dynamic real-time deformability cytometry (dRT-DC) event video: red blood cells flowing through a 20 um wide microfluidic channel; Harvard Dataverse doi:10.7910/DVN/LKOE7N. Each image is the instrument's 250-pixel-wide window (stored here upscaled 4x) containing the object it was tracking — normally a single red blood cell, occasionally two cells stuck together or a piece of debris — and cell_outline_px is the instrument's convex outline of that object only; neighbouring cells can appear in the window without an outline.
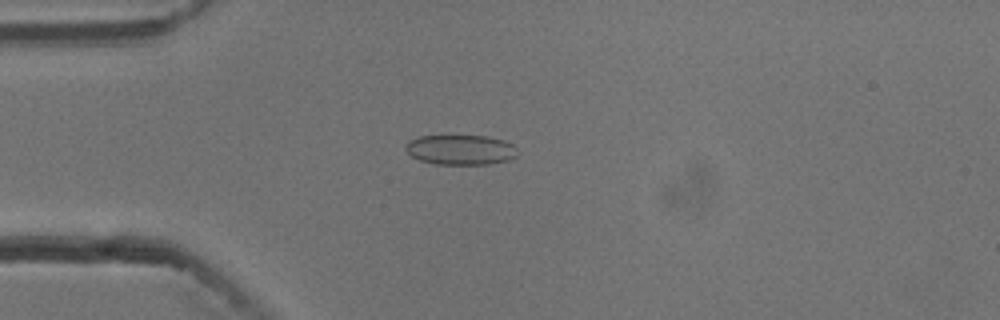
{"species": "common noctule bat (a hibernating species)", "species_latin": "Nyctalus noctula", "temperature_condition": "cold", "stored_images_in_passage": 54, "camera_frame_rate_fps": 3000, "um_per_image_px": 0.085, "animal": {"sex": "male", "body_mass_g": 13.3}, "frame": {"image": 1, "passage_image": 14, "time_ms": 4.333, "image_size_px": [1000, 320], "cell_outline_px": [[516, 156], [508, 160], [488, 164], [436, 164], [420, 160], [412, 156], [404, 148], [408, 140], [420, 136], [488, 136], [504, 140], [512, 144], [516, 148]], "centroid_in_image_um": [39.14, 12.72], "position_along_channel_um": 45.9, "area_um2": 19.48}}
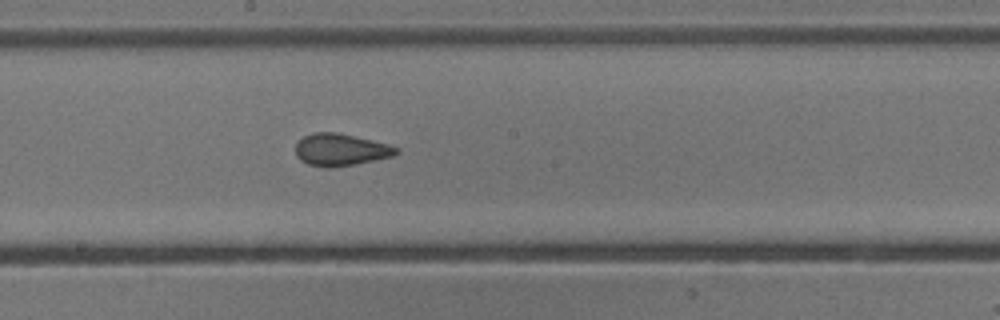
{"frame": {"image": 2, "passage_image": 29, "time_ms": 9.333, "image_size_px": [1000, 320], "cell_outline_px": [[400, 152], [392, 156], [356, 164], [332, 168], [328, 168], [308, 164], [300, 160], [296, 156], [296, 144], [304, 136], [316, 132], [336, 132], [372, 140], [388, 144], [400, 148]], "centroid_in_image_um": [28.96, 12.73], "position_along_channel_um": 219.2, "area_um2": 18.84}}
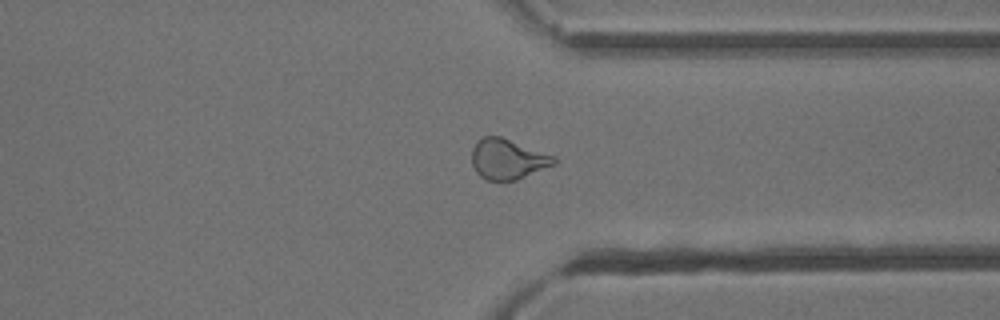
{"frame": {"image": 3, "passage_image": 41, "time_ms": 13.333, "image_size_px": [1000, 320], "cell_outline_px": [[556, 164], [516, 180], [488, 180], [480, 176], [476, 172], [472, 164], [472, 148], [476, 140], [484, 136], [500, 136], [556, 156]], "centroid_in_image_um": [43.15, 13.51], "position_along_channel_um": 368.3, "area_um2": 19.36}, "authors_computed_cell_mechanics": {"area_um2": 19.4497, "velocity_mm_per_s": 3.7532, "shape_relaxation_time_tau1_ms": 6.5451, "shape_relaxation_time_tau2_ms": 1.7913, "deformation_change_tau1": 0.1063, "deformation_change_tau2": 0.0706}}